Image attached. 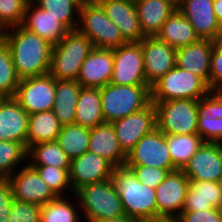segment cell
I'll return each instance as SVG.
<instances>
[{"mask_svg":"<svg viewBox=\"0 0 222 222\" xmlns=\"http://www.w3.org/2000/svg\"><path fill=\"white\" fill-rule=\"evenodd\" d=\"M156 36L175 49L200 40L191 23L177 8L163 23L161 31Z\"/></svg>","mask_w":222,"mask_h":222,"instance_id":"28","label":"cell"},{"mask_svg":"<svg viewBox=\"0 0 222 222\" xmlns=\"http://www.w3.org/2000/svg\"><path fill=\"white\" fill-rule=\"evenodd\" d=\"M15 172L7 178L14 200L43 206L58 197L29 163Z\"/></svg>","mask_w":222,"mask_h":222,"instance_id":"14","label":"cell"},{"mask_svg":"<svg viewBox=\"0 0 222 222\" xmlns=\"http://www.w3.org/2000/svg\"><path fill=\"white\" fill-rule=\"evenodd\" d=\"M212 208H222L221 181H189L182 211H206Z\"/></svg>","mask_w":222,"mask_h":222,"instance_id":"27","label":"cell"},{"mask_svg":"<svg viewBox=\"0 0 222 222\" xmlns=\"http://www.w3.org/2000/svg\"><path fill=\"white\" fill-rule=\"evenodd\" d=\"M104 121L112 123L134 114L151 103L150 85H115L100 88Z\"/></svg>","mask_w":222,"mask_h":222,"instance_id":"4","label":"cell"},{"mask_svg":"<svg viewBox=\"0 0 222 222\" xmlns=\"http://www.w3.org/2000/svg\"><path fill=\"white\" fill-rule=\"evenodd\" d=\"M93 222H136V219L130 218L125 215L120 218L104 219V220H98V221H93Z\"/></svg>","mask_w":222,"mask_h":222,"instance_id":"47","label":"cell"},{"mask_svg":"<svg viewBox=\"0 0 222 222\" xmlns=\"http://www.w3.org/2000/svg\"><path fill=\"white\" fill-rule=\"evenodd\" d=\"M27 153L22 143L0 140V178L10 177L18 164L22 165L20 163L28 158Z\"/></svg>","mask_w":222,"mask_h":222,"instance_id":"38","label":"cell"},{"mask_svg":"<svg viewBox=\"0 0 222 222\" xmlns=\"http://www.w3.org/2000/svg\"><path fill=\"white\" fill-rule=\"evenodd\" d=\"M77 31L90 39L94 48L115 49L127 42L96 0L82 1Z\"/></svg>","mask_w":222,"mask_h":222,"instance_id":"6","label":"cell"},{"mask_svg":"<svg viewBox=\"0 0 222 222\" xmlns=\"http://www.w3.org/2000/svg\"><path fill=\"white\" fill-rule=\"evenodd\" d=\"M82 86L78 81L56 80L53 113L62 125L74 124Z\"/></svg>","mask_w":222,"mask_h":222,"instance_id":"29","label":"cell"},{"mask_svg":"<svg viewBox=\"0 0 222 222\" xmlns=\"http://www.w3.org/2000/svg\"><path fill=\"white\" fill-rule=\"evenodd\" d=\"M36 169L43 181L52 189L57 196H65L63 191L70 188L73 192L70 179V168H57L54 166L31 165ZM69 187V188H68Z\"/></svg>","mask_w":222,"mask_h":222,"instance_id":"39","label":"cell"},{"mask_svg":"<svg viewBox=\"0 0 222 222\" xmlns=\"http://www.w3.org/2000/svg\"><path fill=\"white\" fill-rule=\"evenodd\" d=\"M175 222H222L220 208H212L206 211H182Z\"/></svg>","mask_w":222,"mask_h":222,"instance_id":"44","label":"cell"},{"mask_svg":"<svg viewBox=\"0 0 222 222\" xmlns=\"http://www.w3.org/2000/svg\"><path fill=\"white\" fill-rule=\"evenodd\" d=\"M182 170L190 181L220 182L222 144L203 142Z\"/></svg>","mask_w":222,"mask_h":222,"instance_id":"16","label":"cell"},{"mask_svg":"<svg viewBox=\"0 0 222 222\" xmlns=\"http://www.w3.org/2000/svg\"><path fill=\"white\" fill-rule=\"evenodd\" d=\"M41 206L13 200L8 222H40Z\"/></svg>","mask_w":222,"mask_h":222,"instance_id":"42","label":"cell"},{"mask_svg":"<svg viewBox=\"0 0 222 222\" xmlns=\"http://www.w3.org/2000/svg\"><path fill=\"white\" fill-rule=\"evenodd\" d=\"M29 114L13 98H0V140L26 147Z\"/></svg>","mask_w":222,"mask_h":222,"instance_id":"22","label":"cell"},{"mask_svg":"<svg viewBox=\"0 0 222 222\" xmlns=\"http://www.w3.org/2000/svg\"><path fill=\"white\" fill-rule=\"evenodd\" d=\"M210 92L222 93V40L214 41V46L211 56Z\"/></svg>","mask_w":222,"mask_h":222,"instance_id":"43","label":"cell"},{"mask_svg":"<svg viewBox=\"0 0 222 222\" xmlns=\"http://www.w3.org/2000/svg\"><path fill=\"white\" fill-rule=\"evenodd\" d=\"M166 140L171 161L177 169H183L203 143L198 134H166Z\"/></svg>","mask_w":222,"mask_h":222,"instance_id":"33","label":"cell"},{"mask_svg":"<svg viewBox=\"0 0 222 222\" xmlns=\"http://www.w3.org/2000/svg\"><path fill=\"white\" fill-rule=\"evenodd\" d=\"M135 174L137 180L142 184L156 189L170 173L168 169L148 167L144 165H126Z\"/></svg>","mask_w":222,"mask_h":222,"instance_id":"41","label":"cell"},{"mask_svg":"<svg viewBox=\"0 0 222 222\" xmlns=\"http://www.w3.org/2000/svg\"><path fill=\"white\" fill-rule=\"evenodd\" d=\"M214 0H178L177 9L195 29L200 39L222 40V25L217 20Z\"/></svg>","mask_w":222,"mask_h":222,"instance_id":"15","label":"cell"},{"mask_svg":"<svg viewBox=\"0 0 222 222\" xmlns=\"http://www.w3.org/2000/svg\"><path fill=\"white\" fill-rule=\"evenodd\" d=\"M214 41L200 39L176 50V66L200 77L209 87L211 56Z\"/></svg>","mask_w":222,"mask_h":222,"instance_id":"23","label":"cell"},{"mask_svg":"<svg viewBox=\"0 0 222 222\" xmlns=\"http://www.w3.org/2000/svg\"><path fill=\"white\" fill-rule=\"evenodd\" d=\"M19 82L9 46L0 36V98L14 97Z\"/></svg>","mask_w":222,"mask_h":222,"instance_id":"36","label":"cell"},{"mask_svg":"<svg viewBox=\"0 0 222 222\" xmlns=\"http://www.w3.org/2000/svg\"><path fill=\"white\" fill-rule=\"evenodd\" d=\"M73 195L83 210L84 220L93 222L125 216L122 202L112 179L85 185Z\"/></svg>","mask_w":222,"mask_h":222,"instance_id":"5","label":"cell"},{"mask_svg":"<svg viewBox=\"0 0 222 222\" xmlns=\"http://www.w3.org/2000/svg\"><path fill=\"white\" fill-rule=\"evenodd\" d=\"M62 126L52 110L29 114L27 150L37 143L56 141Z\"/></svg>","mask_w":222,"mask_h":222,"instance_id":"31","label":"cell"},{"mask_svg":"<svg viewBox=\"0 0 222 222\" xmlns=\"http://www.w3.org/2000/svg\"><path fill=\"white\" fill-rule=\"evenodd\" d=\"M156 108L157 129L164 134H198V100L151 101Z\"/></svg>","mask_w":222,"mask_h":222,"instance_id":"7","label":"cell"},{"mask_svg":"<svg viewBox=\"0 0 222 222\" xmlns=\"http://www.w3.org/2000/svg\"><path fill=\"white\" fill-rule=\"evenodd\" d=\"M55 90L56 79L47 73L20 79L13 98L28 114L51 111Z\"/></svg>","mask_w":222,"mask_h":222,"instance_id":"9","label":"cell"},{"mask_svg":"<svg viewBox=\"0 0 222 222\" xmlns=\"http://www.w3.org/2000/svg\"><path fill=\"white\" fill-rule=\"evenodd\" d=\"M88 151L103 157L115 168L126 164L127 155L120 147L112 123L105 122L89 129Z\"/></svg>","mask_w":222,"mask_h":222,"instance_id":"25","label":"cell"},{"mask_svg":"<svg viewBox=\"0 0 222 222\" xmlns=\"http://www.w3.org/2000/svg\"><path fill=\"white\" fill-rule=\"evenodd\" d=\"M142 33L156 36L177 8L176 0H134Z\"/></svg>","mask_w":222,"mask_h":222,"instance_id":"26","label":"cell"},{"mask_svg":"<svg viewBox=\"0 0 222 222\" xmlns=\"http://www.w3.org/2000/svg\"><path fill=\"white\" fill-rule=\"evenodd\" d=\"M146 82L152 86L176 66V50L157 36H147L141 41Z\"/></svg>","mask_w":222,"mask_h":222,"instance_id":"17","label":"cell"},{"mask_svg":"<svg viewBox=\"0 0 222 222\" xmlns=\"http://www.w3.org/2000/svg\"><path fill=\"white\" fill-rule=\"evenodd\" d=\"M106 16L118 27L126 42H141L142 33L134 0H96Z\"/></svg>","mask_w":222,"mask_h":222,"instance_id":"19","label":"cell"},{"mask_svg":"<svg viewBox=\"0 0 222 222\" xmlns=\"http://www.w3.org/2000/svg\"><path fill=\"white\" fill-rule=\"evenodd\" d=\"M122 151L128 155L136 143L157 128L156 108L151 102L144 109L112 122Z\"/></svg>","mask_w":222,"mask_h":222,"instance_id":"13","label":"cell"},{"mask_svg":"<svg viewBox=\"0 0 222 222\" xmlns=\"http://www.w3.org/2000/svg\"><path fill=\"white\" fill-rule=\"evenodd\" d=\"M27 162L30 165L54 166L70 168L71 159L56 141L37 143L28 149ZM32 157V158H30ZM29 160H31L29 162Z\"/></svg>","mask_w":222,"mask_h":222,"instance_id":"32","label":"cell"},{"mask_svg":"<svg viewBox=\"0 0 222 222\" xmlns=\"http://www.w3.org/2000/svg\"><path fill=\"white\" fill-rule=\"evenodd\" d=\"M22 26L52 45H56L70 31L62 22L33 1H29L26 5Z\"/></svg>","mask_w":222,"mask_h":222,"instance_id":"24","label":"cell"},{"mask_svg":"<svg viewBox=\"0 0 222 222\" xmlns=\"http://www.w3.org/2000/svg\"><path fill=\"white\" fill-rule=\"evenodd\" d=\"M136 222H162V219H154V220H136Z\"/></svg>","mask_w":222,"mask_h":222,"instance_id":"48","label":"cell"},{"mask_svg":"<svg viewBox=\"0 0 222 222\" xmlns=\"http://www.w3.org/2000/svg\"><path fill=\"white\" fill-rule=\"evenodd\" d=\"M213 9L217 20L222 25V0H214Z\"/></svg>","mask_w":222,"mask_h":222,"instance_id":"46","label":"cell"},{"mask_svg":"<svg viewBox=\"0 0 222 222\" xmlns=\"http://www.w3.org/2000/svg\"><path fill=\"white\" fill-rule=\"evenodd\" d=\"M111 179L126 216L136 220L157 219L155 189L139 182L126 165L114 168Z\"/></svg>","mask_w":222,"mask_h":222,"instance_id":"2","label":"cell"},{"mask_svg":"<svg viewBox=\"0 0 222 222\" xmlns=\"http://www.w3.org/2000/svg\"><path fill=\"white\" fill-rule=\"evenodd\" d=\"M114 67L110 83L149 85L145 79L141 42H127L113 49Z\"/></svg>","mask_w":222,"mask_h":222,"instance_id":"11","label":"cell"},{"mask_svg":"<svg viewBox=\"0 0 222 222\" xmlns=\"http://www.w3.org/2000/svg\"><path fill=\"white\" fill-rule=\"evenodd\" d=\"M114 168L109 161L89 151L72 159L69 179L73 193L85 185L111 179Z\"/></svg>","mask_w":222,"mask_h":222,"instance_id":"18","label":"cell"},{"mask_svg":"<svg viewBox=\"0 0 222 222\" xmlns=\"http://www.w3.org/2000/svg\"><path fill=\"white\" fill-rule=\"evenodd\" d=\"M74 124L86 128H94L105 123L102 107L100 88L82 87L76 107Z\"/></svg>","mask_w":222,"mask_h":222,"instance_id":"30","label":"cell"},{"mask_svg":"<svg viewBox=\"0 0 222 222\" xmlns=\"http://www.w3.org/2000/svg\"><path fill=\"white\" fill-rule=\"evenodd\" d=\"M67 198L58 196L41 206L40 222H80L78 209Z\"/></svg>","mask_w":222,"mask_h":222,"instance_id":"37","label":"cell"},{"mask_svg":"<svg viewBox=\"0 0 222 222\" xmlns=\"http://www.w3.org/2000/svg\"><path fill=\"white\" fill-rule=\"evenodd\" d=\"M209 92L200 77L175 66L151 86V101L200 100Z\"/></svg>","mask_w":222,"mask_h":222,"instance_id":"8","label":"cell"},{"mask_svg":"<svg viewBox=\"0 0 222 222\" xmlns=\"http://www.w3.org/2000/svg\"><path fill=\"white\" fill-rule=\"evenodd\" d=\"M197 131L203 142L222 144V93L209 92L198 100Z\"/></svg>","mask_w":222,"mask_h":222,"instance_id":"20","label":"cell"},{"mask_svg":"<svg viewBox=\"0 0 222 222\" xmlns=\"http://www.w3.org/2000/svg\"><path fill=\"white\" fill-rule=\"evenodd\" d=\"M28 0H0V32L22 25Z\"/></svg>","mask_w":222,"mask_h":222,"instance_id":"40","label":"cell"},{"mask_svg":"<svg viewBox=\"0 0 222 222\" xmlns=\"http://www.w3.org/2000/svg\"><path fill=\"white\" fill-rule=\"evenodd\" d=\"M33 2L40 8L47 10L70 31L77 29L79 7L82 0H33Z\"/></svg>","mask_w":222,"mask_h":222,"instance_id":"35","label":"cell"},{"mask_svg":"<svg viewBox=\"0 0 222 222\" xmlns=\"http://www.w3.org/2000/svg\"><path fill=\"white\" fill-rule=\"evenodd\" d=\"M189 179L182 169L171 171L155 189L157 219L174 220L183 210Z\"/></svg>","mask_w":222,"mask_h":222,"instance_id":"10","label":"cell"},{"mask_svg":"<svg viewBox=\"0 0 222 222\" xmlns=\"http://www.w3.org/2000/svg\"><path fill=\"white\" fill-rule=\"evenodd\" d=\"M162 222H175L174 220L162 219Z\"/></svg>","mask_w":222,"mask_h":222,"instance_id":"49","label":"cell"},{"mask_svg":"<svg viewBox=\"0 0 222 222\" xmlns=\"http://www.w3.org/2000/svg\"><path fill=\"white\" fill-rule=\"evenodd\" d=\"M56 142L72 160L88 151L89 128L77 124L63 125Z\"/></svg>","mask_w":222,"mask_h":222,"instance_id":"34","label":"cell"},{"mask_svg":"<svg viewBox=\"0 0 222 222\" xmlns=\"http://www.w3.org/2000/svg\"><path fill=\"white\" fill-rule=\"evenodd\" d=\"M94 49L88 37L69 31L52 47L49 74L60 81H77L81 66Z\"/></svg>","mask_w":222,"mask_h":222,"instance_id":"3","label":"cell"},{"mask_svg":"<svg viewBox=\"0 0 222 222\" xmlns=\"http://www.w3.org/2000/svg\"><path fill=\"white\" fill-rule=\"evenodd\" d=\"M0 36L9 46L20 79L49 73L52 44L22 25L5 29Z\"/></svg>","mask_w":222,"mask_h":222,"instance_id":"1","label":"cell"},{"mask_svg":"<svg viewBox=\"0 0 222 222\" xmlns=\"http://www.w3.org/2000/svg\"><path fill=\"white\" fill-rule=\"evenodd\" d=\"M113 67V49L94 48L83 62L77 81L82 87H104L111 82Z\"/></svg>","mask_w":222,"mask_h":222,"instance_id":"21","label":"cell"},{"mask_svg":"<svg viewBox=\"0 0 222 222\" xmlns=\"http://www.w3.org/2000/svg\"><path fill=\"white\" fill-rule=\"evenodd\" d=\"M125 165L157 167L168 169L170 172L177 169L171 161L166 134L157 128L136 143L133 150L127 155Z\"/></svg>","mask_w":222,"mask_h":222,"instance_id":"12","label":"cell"},{"mask_svg":"<svg viewBox=\"0 0 222 222\" xmlns=\"http://www.w3.org/2000/svg\"><path fill=\"white\" fill-rule=\"evenodd\" d=\"M13 200V191L9 180L0 178V222H8Z\"/></svg>","mask_w":222,"mask_h":222,"instance_id":"45","label":"cell"}]
</instances>
